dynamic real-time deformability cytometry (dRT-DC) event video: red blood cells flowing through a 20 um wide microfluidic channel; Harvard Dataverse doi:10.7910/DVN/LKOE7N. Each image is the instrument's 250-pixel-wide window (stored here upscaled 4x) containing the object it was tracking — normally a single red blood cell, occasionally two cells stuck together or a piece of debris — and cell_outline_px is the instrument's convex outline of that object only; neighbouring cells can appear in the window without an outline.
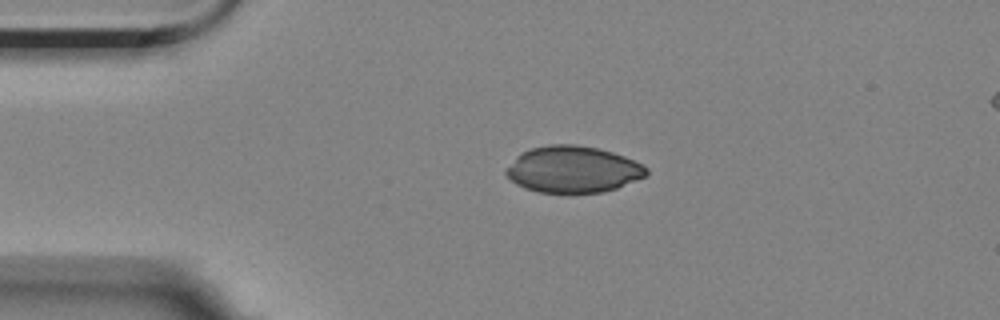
{"species": "Egyptian fruit bat (a non-hibernating species)", "species_latin": "Rousettus aegyptiacus", "temperature_condition": "room temperature", "stored_images_in_passage": 3, "camera_frame_rate_fps": 3000, "um_per_image_px": 0.085, "animal": {"sex": "female"}, "frame": {"image": 1, "passage_image": 1, "time_ms": 0.0, "image_size_px": [1000, 320], "cell_outline_px": [[648, 172], [644, 176], [616, 188], [604, 192], [536, 192], [524, 188], [516, 184], [504, 172], [516, 156], [532, 148], [548, 144], [576, 144], [596, 148], [612, 152], [624, 156], [644, 164], [648, 168]], "centroid_in_image_um": [48.7, 14.39], "position_along_channel_um": 36.3, "area_um2": 37.8}}